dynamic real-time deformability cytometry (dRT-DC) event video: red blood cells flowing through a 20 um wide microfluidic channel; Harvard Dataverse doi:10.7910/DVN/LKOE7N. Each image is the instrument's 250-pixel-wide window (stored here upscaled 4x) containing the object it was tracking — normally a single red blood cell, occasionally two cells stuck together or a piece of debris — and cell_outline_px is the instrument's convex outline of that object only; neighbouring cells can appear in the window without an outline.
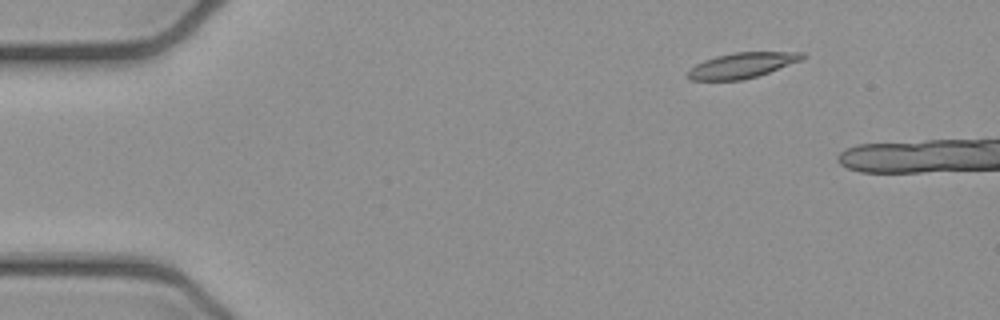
{"species": "common noctule bat (a hibernating species)", "species_latin": "Nyctalus noctula", "temperature_condition": "cold", "stored_images_in_passage": 4, "camera_frame_rate_fps": 3000, "um_per_image_px": 0.085, "animal": {"sex": "female", "body_mass_g": 21.9}, "frame": {"image": 1, "passage_image": 2, "time_ms": 0.333, "image_size_px": [1000, 320], "cell_outline_px": [[808, 56], [800, 60], [768, 72], [756, 76], [740, 80], [692, 80], [688, 76], [688, 72], [696, 64], [704, 60], [716, 56], [732, 52], [804, 52]], "centroid_in_image_um": [63.08, 5.54], "position_along_channel_um": 21.9, "area_um2": 16.65}}